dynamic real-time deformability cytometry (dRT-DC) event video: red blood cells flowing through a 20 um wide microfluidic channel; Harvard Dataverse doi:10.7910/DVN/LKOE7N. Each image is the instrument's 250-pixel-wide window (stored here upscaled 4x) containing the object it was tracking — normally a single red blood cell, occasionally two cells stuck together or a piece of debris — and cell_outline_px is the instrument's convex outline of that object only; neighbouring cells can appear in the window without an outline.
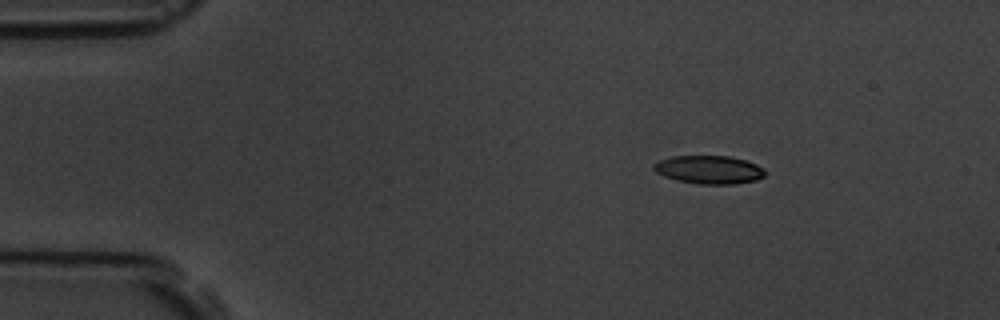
{"species": "common noctule bat (a hibernating species)", "species_latin": "Nyctalus noctula", "temperature_condition": "room temperature", "stored_images_in_passage": 10, "camera_frame_rate_fps": 3000, "um_per_image_px": 0.085, "animal": {"sex": "male", "body_mass_g": 19.5, "forearm_length_mm": 54.6}, "frame": {"image": 1, "passage_image": 1, "time_ms": 0.0, "image_size_px": [1000, 320], "cell_outline_px": [[764, 176], [756, 180], [732, 184], [696, 184], [676, 180], [664, 176], [656, 172], [652, 168], [652, 164], [660, 160], [672, 156], [728, 156], [744, 160], [756, 164], [764, 168]], "centroid_in_image_um": [60.23, 14.42], "position_along_channel_um": 24.8, "area_um2": 18.32}}
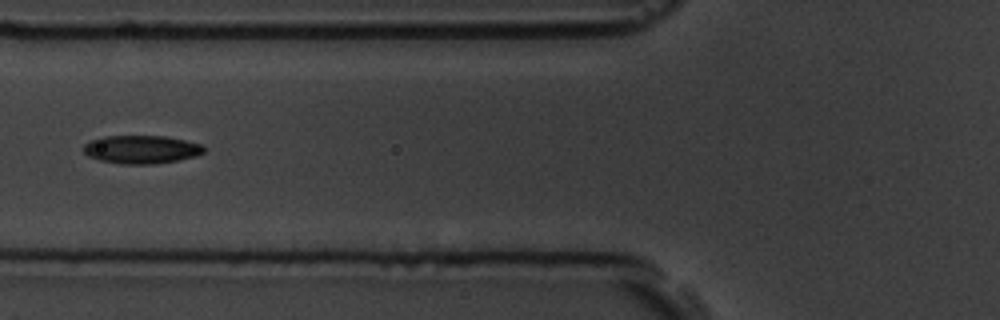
{"frame": {"image": 2, "passage_image": 5, "time_ms": 4.333, "image_size_px": [1000, 320], "cell_outline_px": [[204, 152], [196, 156], [176, 160], [152, 164], [120, 164], [100, 160], [88, 156], [84, 152], [84, 144], [92, 140], [104, 136], [164, 136], [204, 144]], "centroid_in_image_um": [12.02, 12.7], "position_along_channel_um": 113.8, "area_um2": 19.71}}
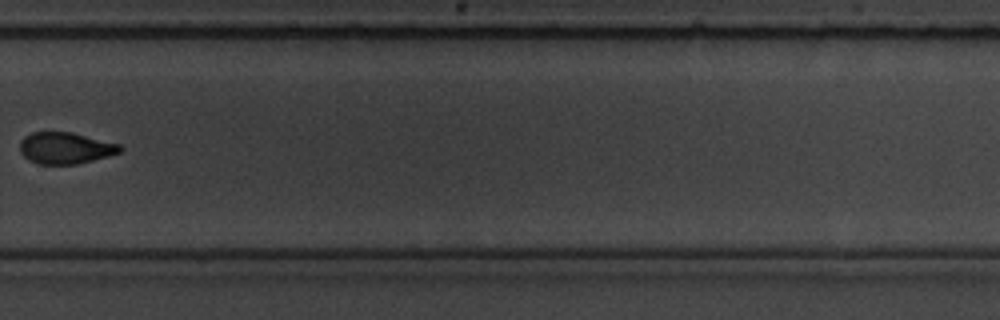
{"frame": {"image": 3, "passage_image": 10, "time_ms": 10.0, "image_size_px": [1000, 320], "cell_outline_px": [[124, 148], [120, 152], [108, 156], [76, 164], [40, 164], [24, 156], [20, 152], [20, 140], [24, 136], [32, 132], [72, 132], [120, 144]], "centroid_in_image_um": [5.57, 12.57], "position_along_channel_um": 324.2, "area_um2": 18.32}}